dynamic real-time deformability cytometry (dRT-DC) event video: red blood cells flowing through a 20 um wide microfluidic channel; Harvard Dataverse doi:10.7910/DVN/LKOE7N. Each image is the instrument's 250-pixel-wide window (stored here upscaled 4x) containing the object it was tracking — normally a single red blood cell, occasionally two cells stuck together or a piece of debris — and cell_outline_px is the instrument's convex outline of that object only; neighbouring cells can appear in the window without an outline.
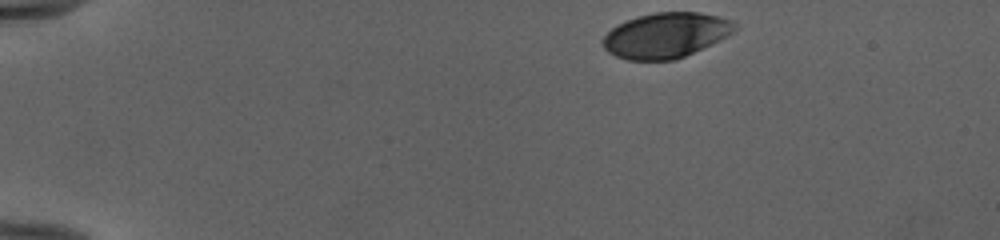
{"species": "human", "species_latin": "Homo sapiens", "temperature_condition": "cold", "stored_images_in_passage": 44, "camera_frame_rate_fps": 3000, "um_per_image_px": 0.085, "donor": {"sex": "female"}, "frame": {"image": 1, "passage_image": 1, "time_ms": 0.0, "image_size_px": [1000, 240], "cell_outline_px": [[736, 28], [728, 36], [720, 40], [676, 60], [628, 60], [616, 56], [608, 52], [600, 44], [600, 40], [612, 28], [628, 20], [640, 16], [656, 12], [700, 12], [720, 16], [732, 20], [736, 24]], "centroid_in_image_um": [56.6, 3.0], "position_along_channel_um": 28.4, "area_um2": 34.74}}
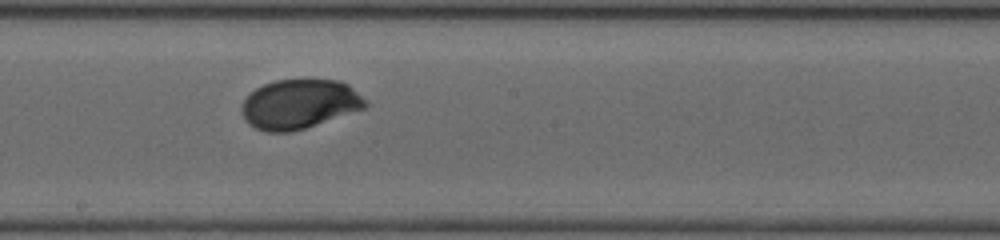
{"frame": {"image": 2, "passage_image": 23, "time_ms": 7.333, "image_size_px": [1000, 240], "cell_outline_px": [[368, 104], [364, 108], [292, 132], [268, 132], [256, 128], [248, 124], [240, 108], [244, 100], [256, 88], [264, 84], [276, 80], [340, 80], [348, 84], [368, 100]], "centroid_in_image_um": [25.45, 8.84], "position_along_channel_um": 222.7, "area_um2": 35.37}}
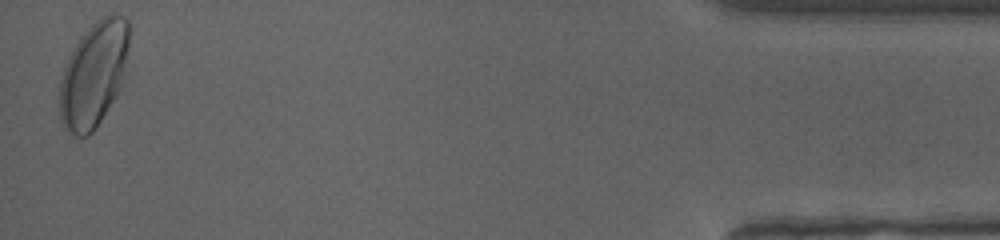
{"frame": {"image": 3, "passage_image": 44, "time_ms": 14.333, "image_size_px": [1000, 240], "cell_outline_px": [[128, 76], [116, 96], [96, 128], [88, 136], [72, 136], [64, 128], [60, 120], [56, 100], [60, 76], [80, 36], [100, 16], [108, 12], [124, 16], [128, 20]], "centroid_in_image_um": [7.96, 6.34], "position_along_channel_um": 427.2, "area_um2": 44.04}, "authors_computed_cell_mechanics": {"area_um2": 35.7782, "velocity_mm_per_s": 3.9622, "shape_relaxation_time_tau1_ms": 2.6805, "shape_relaxation_time_tau2_ms": null, "deformation_change_tau1": 0.1262, "deformation_change_tau2": null}}